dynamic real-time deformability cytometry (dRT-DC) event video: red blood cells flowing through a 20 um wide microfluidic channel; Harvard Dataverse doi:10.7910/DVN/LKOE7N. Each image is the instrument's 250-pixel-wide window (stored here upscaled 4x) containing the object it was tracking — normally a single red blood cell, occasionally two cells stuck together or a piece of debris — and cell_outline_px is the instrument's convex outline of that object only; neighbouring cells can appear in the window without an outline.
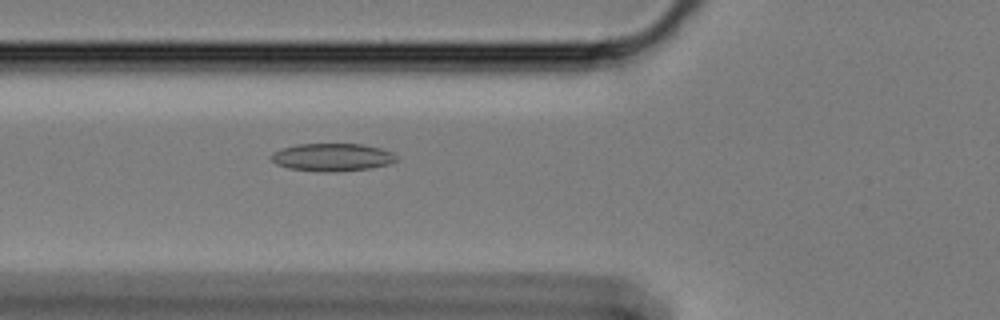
{"species": "Egyptian fruit bat (a non-hibernating species)", "species_latin": "Rousettus aegyptiacus", "temperature_condition": "cold", "stored_images_in_passage": 39, "camera_frame_rate_fps": 3000, "um_per_image_px": 0.085, "animal": {"sex": "female"}, "frame": {"image": 1, "passage_image": 6, "time_ms": 1.667, "image_size_px": [1000, 320], "cell_outline_px": [[400, 160], [388, 164], [368, 168], [336, 172], [320, 172], [288, 168], [276, 164], [268, 156], [272, 152], [280, 148], [296, 144], [364, 144], [380, 148], [392, 152]], "centroid_in_image_um": [28.2, 13.36], "position_along_channel_um": 97.6, "area_um2": 20.52}}
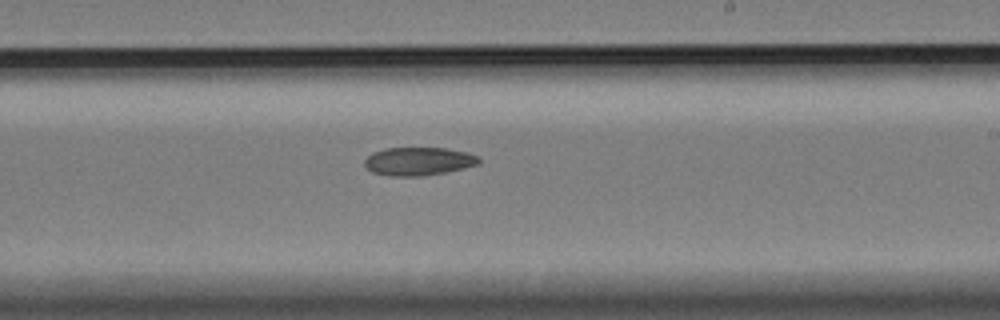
{"frame": {"image": 2, "passage_image": 20, "time_ms": 6.333, "image_size_px": [1000, 320], "cell_outline_px": [[480, 164], [464, 168], [424, 176], [392, 176], [372, 172], [364, 164], [364, 160], [372, 152], [384, 148], [444, 148], [468, 152], [480, 156]], "centroid_in_image_um": [35.6, 13.7], "position_along_channel_um": 253.4, "area_um2": 18.9}}
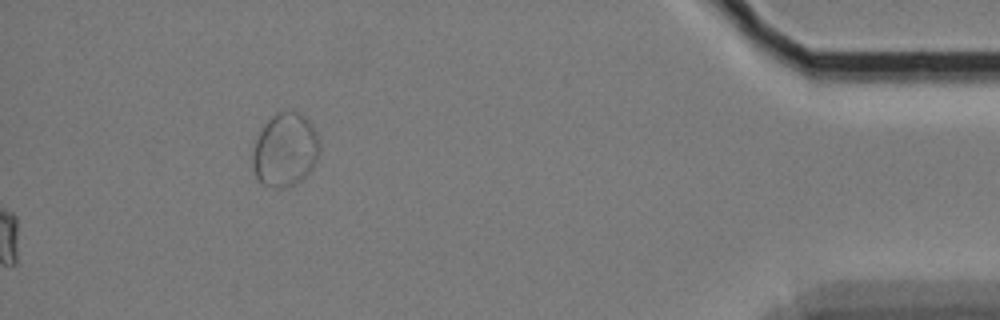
{"frame": {"image": 3, "passage_image": 39, "time_ms": 12.667, "image_size_px": [1000, 320], "cell_outline_px": [[320, 152], [312, 168], [300, 180], [288, 188], [276, 188], [260, 184], [256, 180], [252, 168], [252, 152], [256, 140], [260, 132], [268, 120], [276, 112], [292, 108], [300, 112], [312, 124], [320, 140]], "centroid_in_image_um": [24.23, 12.73], "position_along_channel_um": 411.0, "area_um2": 29.3}, "authors_computed_cell_mechanics": {"area_um2": 19.3052, "velocity_mm_per_s": 3.3322, "shape_relaxation_time_tau1_ms": null, "shape_relaxation_time_tau2_ms": 9.0778, "deformation_change_tau1": null, "deformation_change_tau2": 0.0781}}